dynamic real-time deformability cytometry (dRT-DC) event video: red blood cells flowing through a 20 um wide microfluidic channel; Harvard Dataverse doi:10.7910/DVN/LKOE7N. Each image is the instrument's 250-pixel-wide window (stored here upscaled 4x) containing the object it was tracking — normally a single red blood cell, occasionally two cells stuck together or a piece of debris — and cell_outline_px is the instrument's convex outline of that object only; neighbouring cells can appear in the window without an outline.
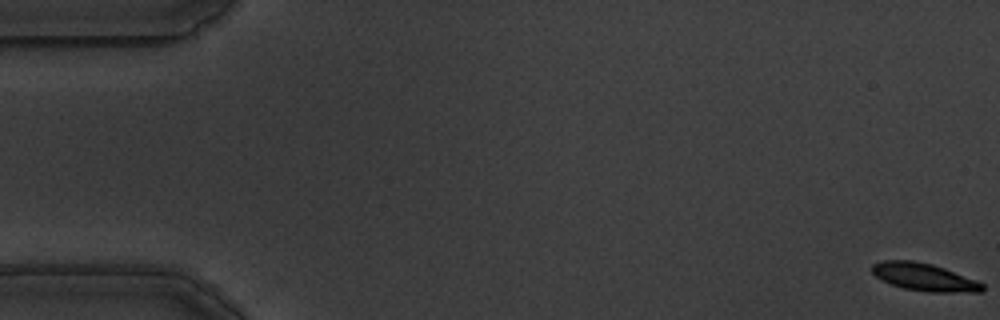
{"species": "common noctule bat (a hibernating species)", "species_latin": "Nyctalus noctula", "temperature_condition": "warm", "stored_images_in_passage": 58, "camera_frame_rate_fps": 3000, "um_per_image_px": 0.085, "animal": {"sex": "male", "body_mass_g": 19.5, "forearm_length_mm": 54.6}, "frame": {"image": 1, "passage_image": 1, "time_ms": 0.0, "image_size_px": [1000, 320], "cell_outline_px": [[984, 292], [928, 292], [904, 288], [892, 284], [876, 276], [872, 272], [872, 264], [884, 260], [912, 260], [932, 264], [944, 268], [976, 280], [984, 284]], "centroid_in_image_um": [78.59, 23.55], "position_along_channel_um": 6.4, "area_um2": 17.63}}
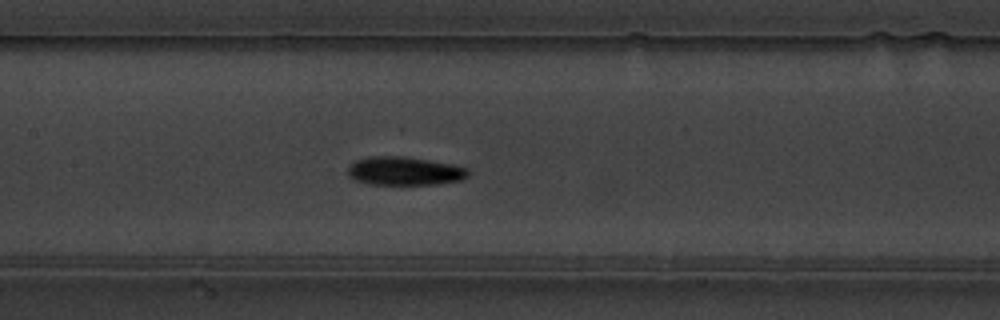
{"frame": {"image": 2, "passage_image": 28, "time_ms": 9.0, "image_size_px": [1000, 320], "cell_outline_px": [[468, 176], [460, 180], [436, 184], [372, 184], [356, 180], [348, 176], [348, 164], [356, 160], [368, 156], [404, 156], [428, 160], [468, 168]], "centroid_in_image_um": [34.33, 14.53], "position_along_channel_um": 173.1, "area_um2": 19.83}}
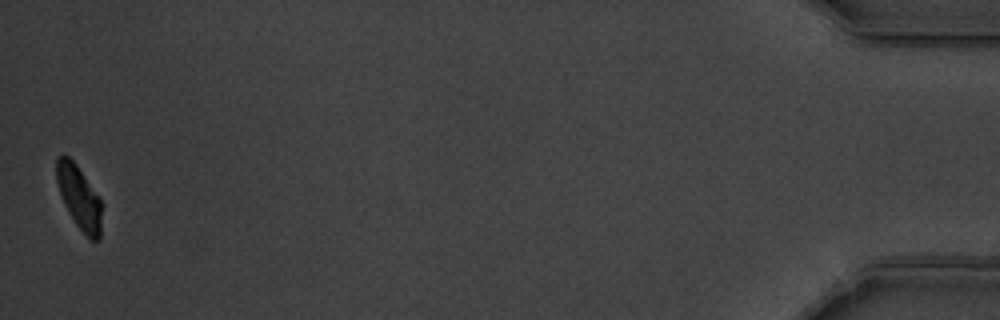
{"frame": {"image": 3, "passage_image": 58, "time_ms": 19.0, "image_size_px": [1000, 320], "cell_outline_px": [[100, 240], [92, 240], [76, 224], [68, 212], [64, 204], [56, 180], [56, 156], [68, 156], [76, 164], [100, 200]], "centroid_in_image_um": [6.69, 16.75], "position_along_channel_um": 428.5, "area_um2": 16.07}, "authors_computed_cell_mechanics": {"area_um2": 18.5249, "velocity_mm_per_s": 3.4984, "shape_relaxation_time_tau1_ms": 4.0054, "shape_relaxation_time_tau2_ms": null, "deformation_change_tau1": 0.171, "deformation_change_tau2": null}}